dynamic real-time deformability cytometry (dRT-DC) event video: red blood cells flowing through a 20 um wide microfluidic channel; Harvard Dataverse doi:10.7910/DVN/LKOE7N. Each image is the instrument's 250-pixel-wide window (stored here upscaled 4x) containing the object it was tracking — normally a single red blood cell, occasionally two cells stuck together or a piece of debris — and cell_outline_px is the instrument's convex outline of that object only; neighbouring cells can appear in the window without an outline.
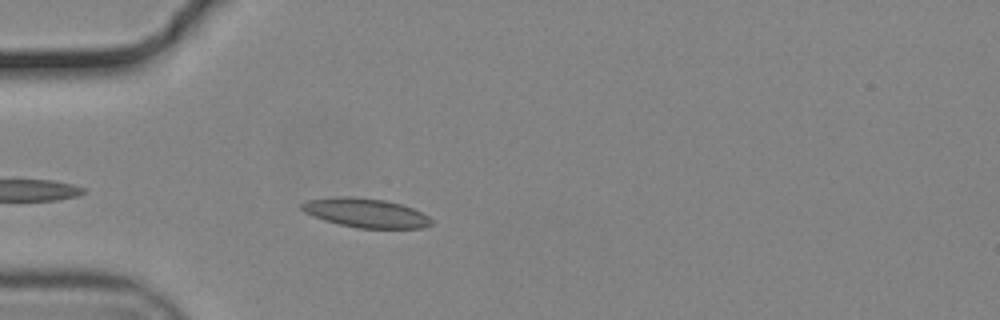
{"species": "common noctule bat (a hibernating species)", "species_latin": "Nyctalus noctula", "temperature_condition": "cold", "stored_images_in_passage": 39, "camera_frame_rate_fps": 3000, "um_per_image_px": 0.085, "animal": {"sex": "male", "body_mass_g": 19.2, "forearm_length_mm": 51.8}, "frame": {"image": 1, "passage_image": 4, "time_ms": 1.0, "image_size_px": [1000, 320], "cell_outline_px": [[432, 224], [420, 228], [356, 228], [324, 220], [304, 212], [300, 208], [300, 204], [308, 200], [332, 196], [348, 196], [384, 200], [400, 204], [412, 208], [428, 216], [432, 220]], "centroid_in_image_um": [31.05, 18.09], "position_along_channel_um": 54.0, "area_um2": 21.91}}
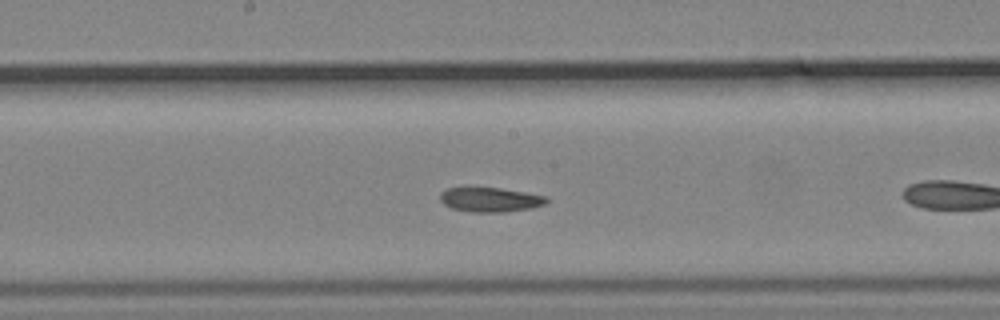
{"frame": {"image": 2, "passage_image": 14, "time_ms": 4.333, "image_size_px": [1000, 320], "cell_outline_px": [[548, 200], [544, 204], [532, 208], [504, 212], [472, 212], [452, 208], [444, 204], [440, 200], [440, 192], [448, 188], [464, 184], [500, 188], [548, 196]], "centroid_in_image_um": [41.6, 16.92], "position_along_channel_um": 206.6, "area_um2": 15.84}}
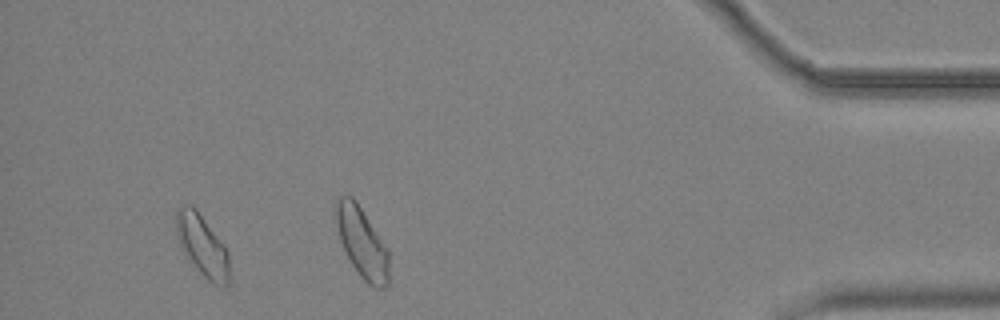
{"frame": {"image": 3, "passage_image": 37, "time_ms": 12.0, "image_size_px": [1000, 320], "cell_outline_px": [[228, 284], [224, 288], [212, 284], [200, 272], [180, 248], [176, 236], [176, 208], [184, 204], [192, 204], [196, 208], [224, 244], [228, 252]], "centroid_in_image_um": [17.17, 20.84], "position_along_channel_um": 418.0, "area_um2": 19.19}, "authors_computed_cell_mechanics": {"area_um2": 16.2996, "velocity_mm_per_s": 3.6829, "shape_relaxation_time_tau1_ms": null, "shape_relaxation_time_tau2_ms": 1.3311, "deformation_change_tau1": null, "deformation_change_tau2": 0.0774}}